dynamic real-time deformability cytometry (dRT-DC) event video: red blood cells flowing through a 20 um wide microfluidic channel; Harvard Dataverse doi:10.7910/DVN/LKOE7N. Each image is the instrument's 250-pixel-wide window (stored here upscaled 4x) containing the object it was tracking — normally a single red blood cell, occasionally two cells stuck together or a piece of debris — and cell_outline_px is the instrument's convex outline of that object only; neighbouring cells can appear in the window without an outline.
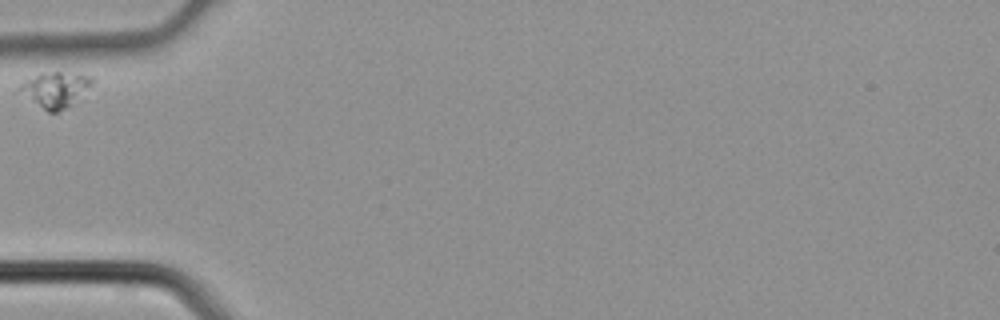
{"species": "common noctule bat (a hibernating species)", "species_latin": "Nyctalus noctula", "temperature_condition": "cold", "stored_images_in_passage": 5, "camera_frame_rate_fps": 3000, "um_per_image_px": 0.085, "animal": {"sex": "male", "body_mass_g": 21.5, "forearm_length_mm": 52.0}, "frame": {"image": 1, "passage_image": 4, "time_ms": 1.0, "image_size_px": [1000, 320], "cell_outline_px": [[96, 80], [84, 100], [68, 108], [56, 112], [48, 112], [16, 92], [16, 88], [24, 80], [40, 72], [60, 72], [96, 76]], "centroid_in_image_um": [4.78, 7.63], "position_along_channel_um": 80.2, "area_um2": 16.13}}
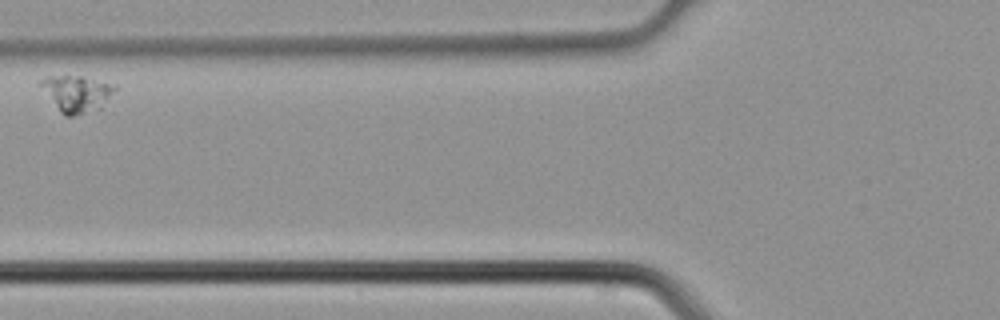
{"frame": {"image": 2, "passage_image": 5, "time_ms": 1.333, "image_size_px": [1000, 320], "cell_outline_px": [[116, 88], [100, 108], [72, 116], [64, 116], [60, 112], [36, 84], [40, 80], [48, 76], [80, 76], [116, 84]], "centroid_in_image_um": [6.45, 7.93], "position_along_channel_um": 119.4, "area_um2": 15.72}}